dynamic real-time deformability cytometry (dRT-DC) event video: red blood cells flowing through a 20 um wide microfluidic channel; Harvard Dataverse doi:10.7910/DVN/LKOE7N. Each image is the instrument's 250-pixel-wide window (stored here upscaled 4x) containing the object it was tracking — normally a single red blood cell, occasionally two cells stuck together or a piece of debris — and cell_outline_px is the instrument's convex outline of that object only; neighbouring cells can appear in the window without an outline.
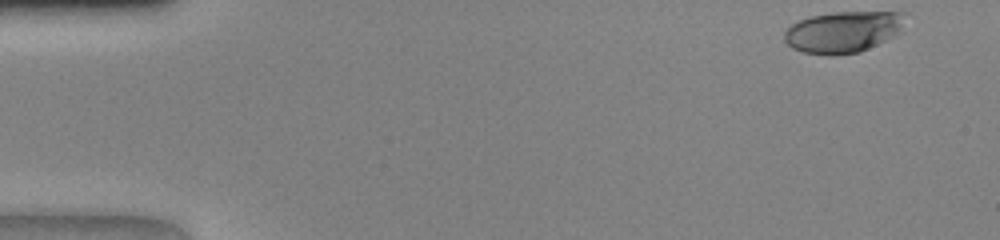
{"species": "human", "species_latin": "Homo sapiens", "temperature_condition": "warm", "stored_images_in_passage": 45, "camera_frame_rate_fps": 3000, "um_per_image_px": 0.085, "donor": {"sex": "female"}, "frame": {"image": 1, "passage_image": 1, "time_ms": 0.0, "image_size_px": [1000, 240], "cell_outline_px": [[904, 12], [900, 32], [896, 36], [860, 52], [832, 56], [804, 52], [792, 48], [784, 40], [784, 32], [792, 24], [800, 20], [812, 16], [836, 12]], "centroid_in_image_um": [71.66, 2.72], "position_along_channel_um": 13.3, "area_um2": 29.02}}
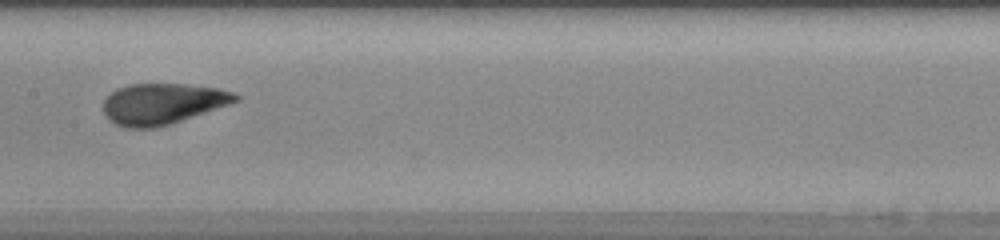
{"frame": {"image": 2, "passage_image": 22, "time_ms": 7.0, "image_size_px": [1000, 240], "cell_outline_px": [[240, 100], [156, 128], [124, 128], [108, 120], [104, 112], [104, 100], [116, 88], [128, 84], [184, 84], [216, 88], [232, 92], [240, 96]], "centroid_in_image_um": [13.76, 8.81], "position_along_channel_um": 193.6, "area_um2": 31.15}}
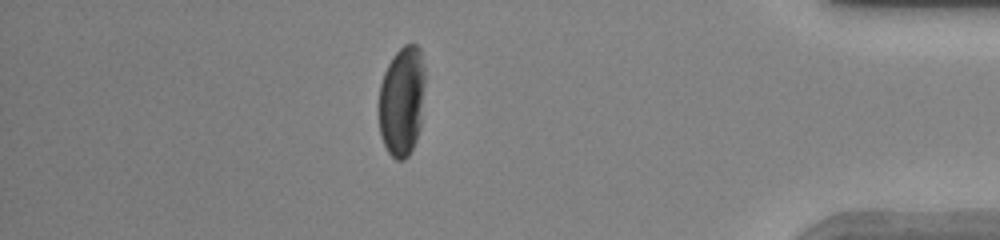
{"frame": {"image": 3, "passage_image": 39, "time_ms": 12.667, "image_size_px": [1000, 240], "cell_outline_px": [[424, 84], [420, 128], [416, 140], [408, 156], [404, 160], [396, 160], [388, 152], [380, 136], [380, 84], [384, 72], [392, 56], [404, 44], [416, 44], [420, 48], [424, 68]], "centroid_in_image_um": [34.17, 8.58], "position_along_channel_um": 401.0, "area_um2": 29.54}}